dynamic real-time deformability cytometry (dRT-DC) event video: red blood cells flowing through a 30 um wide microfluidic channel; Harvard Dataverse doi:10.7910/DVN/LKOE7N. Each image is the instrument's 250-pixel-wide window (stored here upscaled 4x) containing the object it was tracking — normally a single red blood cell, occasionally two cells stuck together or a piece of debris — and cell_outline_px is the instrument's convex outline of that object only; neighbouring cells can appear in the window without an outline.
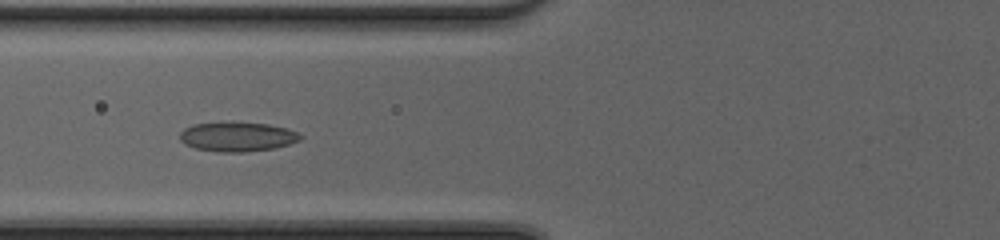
{"species": "common noctule bat (a hibernating species)", "species_latin": "Nyctalus noctula", "temperature_condition": "cold", "stored_images_in_passage": 46, "camera_frame_rate_fps": 3000, "um_per_image_px": 0.085, "animal": {"sex": "female", "body_mass_g": 20.0, "forearm_length_mm": 54.0}, "frame": {"image": 1, "passage_image": 17, "time_ms": 5.333, "image_size_px": [1000, 240], "cell_outline_px": [[304, 136], [300, 140], [276, 148], [244, 152], [220, 152], [196, 148], [184, 144], [180, 140], [180, 132], [184, 128], [192, 124], [268, 124], [288, 128]], "centroid_in_image_um": [20.19, 11.65], "position_along_channel_um": 105.6, "area_um2": 20.17}}
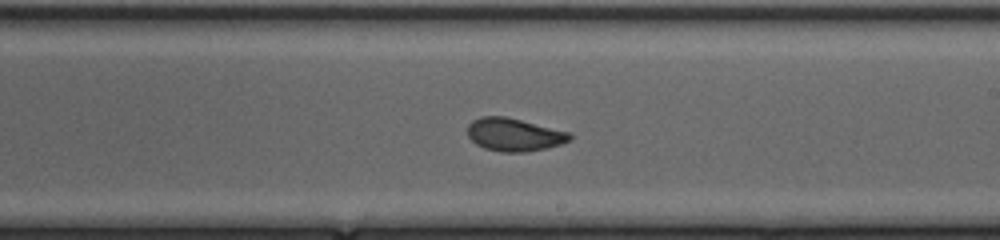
{"frame": {"image": 2, "passage_image": 27, "time_ms": 8.667, "image_size_px": [1000, 240], "cell_outline_px": [[572, 140], [560, 144], [544, 148], [524, 152], [500, 152], [484, 148], [476, 144], [468, 136], [468, 124], [472, 120], [480, 116], [504, 116], [572, 132]], "centroid_in_image_um": [43.71, 11.44], "position_along_channel_um": 245.3, "area_um2": 19.71}}
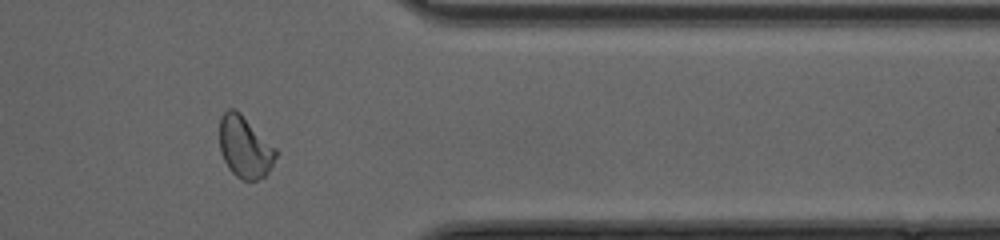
{"frame": {"image": 3, "passage_image": 38, "time_ms": 12.333, "image_size_px": [1000, 240], "cell_outline_px": [[280, 152], [268, 172], [264, 176], [256, 180], [240, 180], [228, 168], [220, 152], [220, 116], [228, 108], [232, 108], [240, 112]], "centroid_in_image_um": [20.82, 12.5], "position_along_channel_um": 390.6, "area_um2": 20.4}, "authors_computed_cell_mechanics": {"area_um2": 20.23, "velocity_mm_per_s": 4.1869, "shape_relaxation_time_tau1_ms": 4.0136, "shape_relaxation_time_tau2_ms": 0.9211, "deformation_change_tau1": 0.1423, "deformation_change_tau2": 0.0463}}